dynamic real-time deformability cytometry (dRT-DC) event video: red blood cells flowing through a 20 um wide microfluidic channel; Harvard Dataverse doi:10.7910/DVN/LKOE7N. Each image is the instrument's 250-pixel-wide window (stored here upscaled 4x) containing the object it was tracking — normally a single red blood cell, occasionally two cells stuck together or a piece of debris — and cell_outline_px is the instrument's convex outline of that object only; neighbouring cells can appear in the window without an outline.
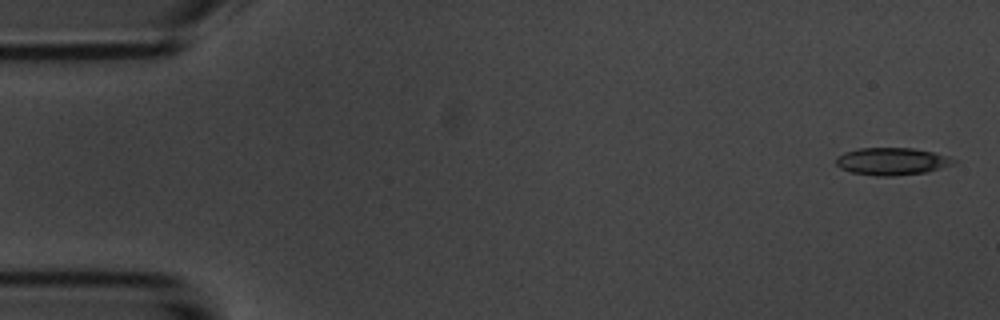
{"species": "common noctule bat (a hibernating species)", "species_latin": "Nyctalus noctula", "temperature_condition": "room temperature", "stored_images_in_passage": 5, "segment_of_instrument_passage": [1, 2], "camera_frame_rate_fps": 3000, "um_per_image_px": 0.085, "animal": {"sex": "male", "body_mass_g": 20.1, "forearm_length_mm": 53.5}, "frame": {"image": 1, "passage_image": 1, "time_ms": 0.0, "image_size_px": [1000, 320], "cell_outline_px": [[956, 164], [924, 172], [892, 176], [876, 176], [852, 172], [840, 168], [836, 164], [836, 156], [844, 152], [860, 148], [912, 148], [936, 152], [948, 156], [956, 160]], "centroid_in_image_um": [75.82, 13.7], "position_along_channel_um": 9.2, "area_um2": 18.79}}